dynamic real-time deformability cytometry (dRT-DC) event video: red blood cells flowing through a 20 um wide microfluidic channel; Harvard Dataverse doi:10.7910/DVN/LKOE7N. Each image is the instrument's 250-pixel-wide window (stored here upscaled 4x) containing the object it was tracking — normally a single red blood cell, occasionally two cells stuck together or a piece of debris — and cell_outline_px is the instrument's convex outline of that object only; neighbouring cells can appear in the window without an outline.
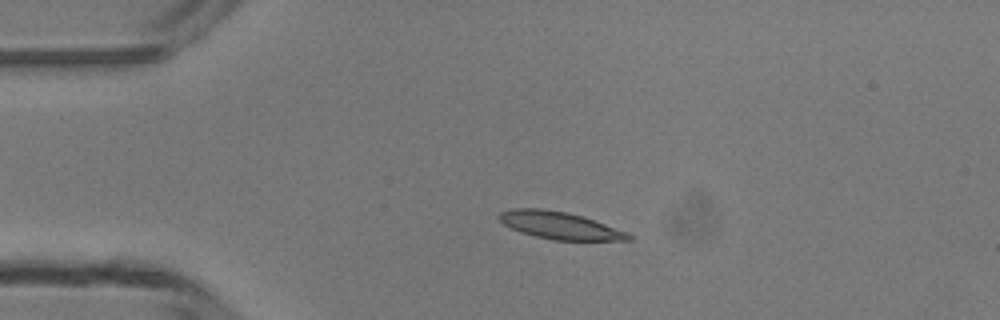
{"species": "common noctule bat (a hibernating species)", "species_latin": "Nyctalus noctula", "temperature_condition": "room temperature", "stored_images_in_passage": 4, "camera_frame_rate_fps": 3000, "um_per_image_px": 0.085, "animal": {"sex": "male", "body_mass_g": 13.3}, "frame": {"image": 1, "passage_image": 3, "time_ms": 3.333, "image_size_px": [1000, 320], "cell_outline_px": [[632, 240], [552, 240], [520, 232], [504, 224], [496, 216], [500, 212], [512, 208], [540, 208], [568, 212], [584, 216], [628, 232], [632, 236]], "centroid_in_image_um": [47.58, 19.15], "position_along_channel_um": 37.4, "area_um2": 20.69}}